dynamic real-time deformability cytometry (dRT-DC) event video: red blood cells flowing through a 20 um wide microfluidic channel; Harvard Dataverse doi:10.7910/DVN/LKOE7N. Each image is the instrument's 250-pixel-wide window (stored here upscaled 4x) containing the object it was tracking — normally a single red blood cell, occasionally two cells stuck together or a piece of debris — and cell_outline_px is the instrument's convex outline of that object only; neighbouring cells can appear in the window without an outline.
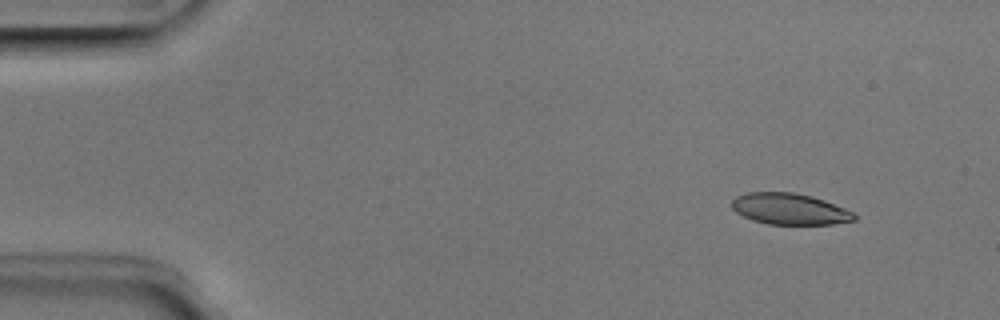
{"species": "Egyptian fruit bat (a non-hibernating species)", "species_latin": "Rousettus aegyptiacus", "temperature_condition": "room temperature", "stored_images_in_passage": 4, "camera_frame_rate_fps": 3000, "um_per_image_px": 0.085, "animal": {"sex": "male"}, "frame": {"image": 1, "passage_image": 1, "time_ms": 0.0, "image_size_px": [1000, 320], "cell_outline_px": [[856, 220], [832, 224], [768, 224], [752, 220], [736, 212], [732, 208], [732, 200], [736, 196], [748, 192], [792, 192], [812, 196], [824, 200], [844, 208], [852, 212], [856, 216]], "centroid_in_image_um": [67.1, 17.76], "position_along_channel_um": 17.9, "area_um2": 22.2}}
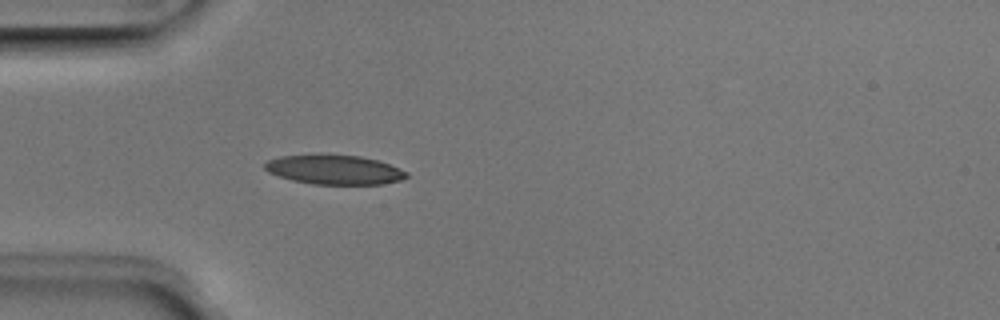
{"frame": {"image": 2, "passage_image": 4, "time_ms": 1.0, "image_size_px": [1000, 320], "cell_outline_px": [[408, 176], [400, 180], [384, 184], [312, 184], [292, 180], [268, 172], [264, 168], [264, 164], [268, 160], [280, 156], [320, 152], [324, 152], [360, 156], [380, 160], [408, 172]], "centroid_in_image_um": [28.4, 14.38], "position_along_channel_um": 56.6, "area_um2": 25.03}}